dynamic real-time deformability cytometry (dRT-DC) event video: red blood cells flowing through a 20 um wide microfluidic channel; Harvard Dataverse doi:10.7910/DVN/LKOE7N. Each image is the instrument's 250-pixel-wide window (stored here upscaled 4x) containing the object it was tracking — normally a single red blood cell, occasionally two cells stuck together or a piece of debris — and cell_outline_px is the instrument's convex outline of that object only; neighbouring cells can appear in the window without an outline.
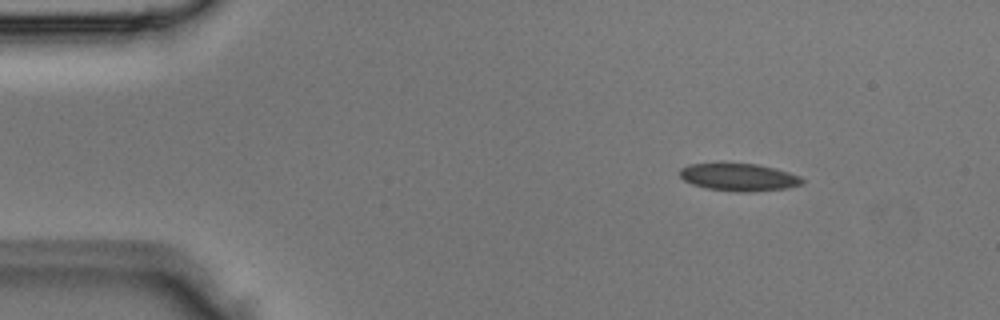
{"species": "Egyptian fruit bat (a non-hibernating species)", "species_latin": "Rousettus aegyptiacus", "temperature_condition": "room temperature", "stored_images_in_passage": 3, "camera_frame_rate_fps": 3000, "um_per_image_px": 0.085, "animal": {"sex": "male"}, "frame": {"image": 1, "passage_image": 1, "time_ms": 0.0, "image_size_px": [1000, 320], "cell_outline_px": [[804, 184], [788, 188], [752, 192], [736, 192], [708, 188], [692, 184], [684, 180], [680, 176], [680, 168], [688, 164], [756, 164], [776, 168], [800, 176], [804, 180]], "centroid_in_image_um": [62.84, 15.07], "position_along_channel_um": 22.2, "area_um2": 19.59}}